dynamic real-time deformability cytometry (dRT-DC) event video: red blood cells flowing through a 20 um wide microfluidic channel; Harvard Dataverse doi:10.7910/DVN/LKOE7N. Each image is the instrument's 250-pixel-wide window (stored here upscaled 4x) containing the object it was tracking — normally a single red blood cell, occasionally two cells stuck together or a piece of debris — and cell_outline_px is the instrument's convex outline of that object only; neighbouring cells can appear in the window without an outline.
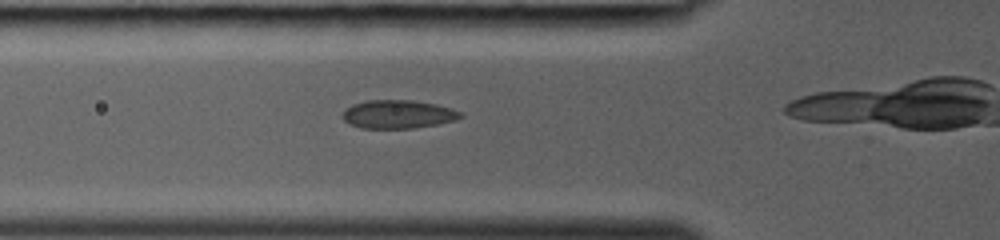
{"species": "common noctule bat (a hibernating species)", "species_latin": "Nyctalus noctula", "temperature_condition": "room temperature", "stored_images_in_passage": 28, "camera_frame_rate_fps": 3000, "um_per_image_px": 0.085, "animal": {"sex": "female", "body_mass_g": 19.0, "forearm_length_mm": 53.3}, "frame": {"image": 1, "passage_image": 6, "time_ms": 1.667, "image_size_px": [1000, 240], "cell_outline_px": [[464, 116], [456, 120], [416, 128], [360, 128], [348, 124], [340, 116], [344, 108], [352, 104], [364, 100], [412, 100], [436, 104], [452, 108], [460, 112]], "centroid_in_image_um": [33.78, 9.71], "position_along_channel_um": 92.0, "area_um2": 19.83}}
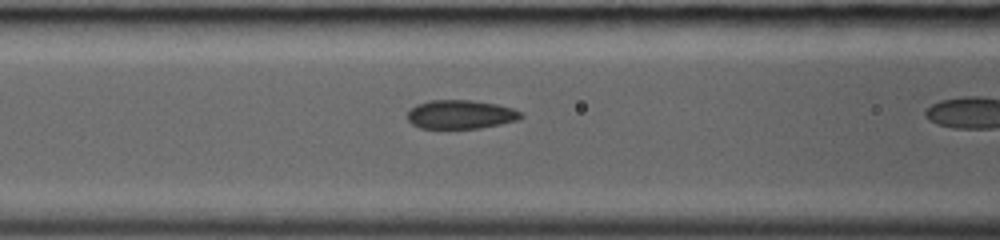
{"frame": {"image": 2, "passage_image": 8, "time_ms": 2.333, "image_size_px": [1000, 240], "cell_outline_px": [[524, 116], [520, 120], [480, 128], [420, 128], [412, 124], [408, 120], [408, 112], [416, 104], [432, 100], [472, 100], [496, 104], [512, 108], [520, 112]], "centroid_in_image_um": [39.17, 9.73], "position_along_channel_um": 127.4, "area_um2": 19.02}}